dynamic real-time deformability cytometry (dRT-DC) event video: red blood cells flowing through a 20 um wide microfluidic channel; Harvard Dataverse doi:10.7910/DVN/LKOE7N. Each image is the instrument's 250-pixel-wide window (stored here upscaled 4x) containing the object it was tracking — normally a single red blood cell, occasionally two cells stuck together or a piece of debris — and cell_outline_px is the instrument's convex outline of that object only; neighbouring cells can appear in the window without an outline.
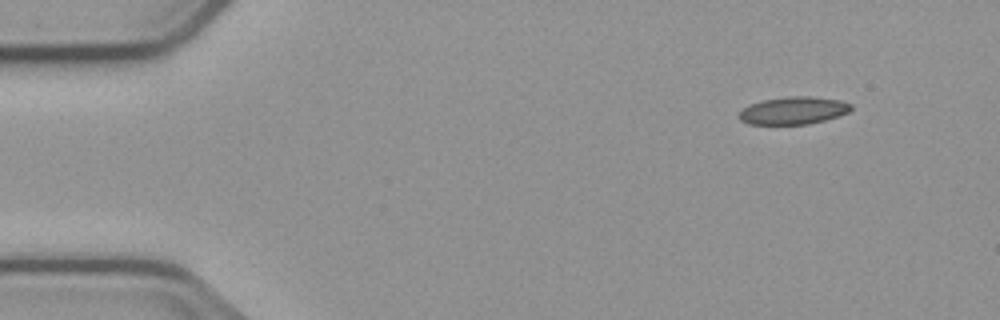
{"species": "common noctule bat (a hibernating species)", "species_latin": "Nyctalus noctula", "temperature_condition": "cold", "stored_images_in_passage": 4, "camera_frame_rate_fps": 3000, "um_per_image_px": 0.085, "animal": {"sex": "male", "body_mass_g": 23.1, "forearm_length_mm": 52.7}, "frame": {"image": 1, "passage_image": 1, "time_ms": 0.0, "image_size_px": [1000, 320], "cell_outline_px": [[852, 108], [848, 112], [824, 120], [808, 124], [748, 124], [740, 120], [740, 112], [744, 108], [752, 104], [764, 100], [792, 96], [808, 96], [840, 100], [852, 104]], "centroid_in_image_um": [67.46, 9.4], "position_along_channel_um": 17.5, "area_um2": 17.63}}
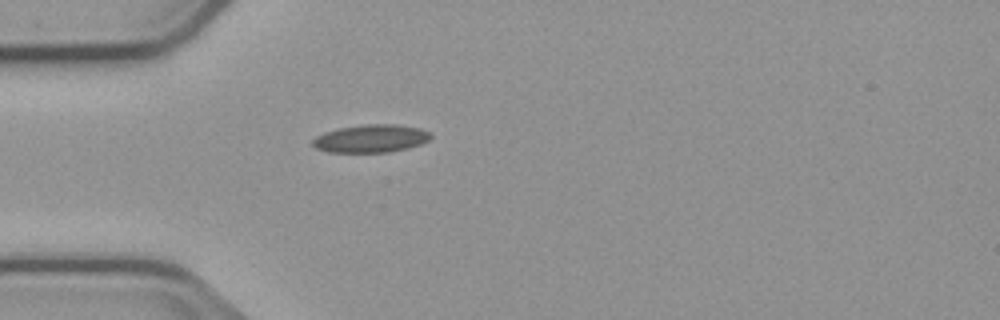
{"frame": {"image": 2, "passage_image": 4, "time_ms": 3.333, "image_size_px": [1000, 320], "cell_outline_px": [[432, 136], [428, 140], [420, 144], [408, 148], [388, 152], [328, 152], [316, 148], [312, 144], [312, 140], [316, 136], [324, 132], [340, 128], [368, 124], [396, 124], [420, 128], [428, 132]], "centroid_in_image_um": [31.52, 11.77], "position_along_channel_um": 53.5, "area_um2": 19.07}}